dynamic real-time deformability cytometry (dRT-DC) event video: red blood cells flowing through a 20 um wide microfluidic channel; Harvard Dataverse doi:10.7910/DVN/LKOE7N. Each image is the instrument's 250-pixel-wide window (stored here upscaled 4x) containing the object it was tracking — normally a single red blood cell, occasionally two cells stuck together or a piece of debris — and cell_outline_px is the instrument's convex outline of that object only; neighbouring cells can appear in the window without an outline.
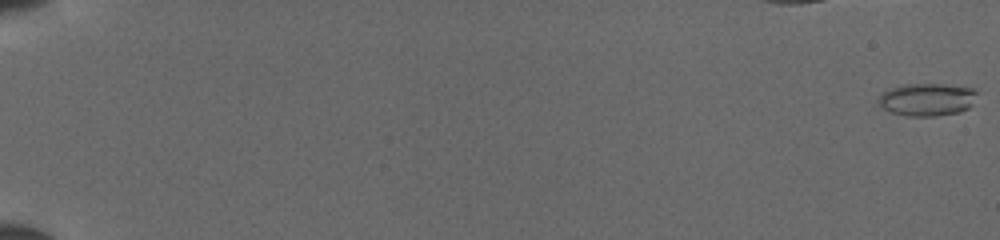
{"species": "common noctule bat (a hibernating species)", "species_latin": "Nyctalus noctula", "temperature_condition": "cold", "stored_images_in_passage": 11, "camera_frame_rate_fps": 3000, "um_per_image_px": 0.085, "animal": {"sex": "female", "body_mass_g": 19.5, "forearm_length_mm": 54.1}, "frame": {"image": 1, "passage_image": 1, "time_ms": 0.0, "image_size_px": [1000, 240], "cell_outline_px": [[976, 92], [968, 108], [960, 112], [936, 116], [908, 116], [892, 112], [884, 108], [876, 100], [876, 96], [888, 88], [904, 84], [944, 84], [972, 88]], "centroid_in_image_um": [78.72, 8.45], "position_along_channel_um": 6.3, "area_um2": 18.73}}